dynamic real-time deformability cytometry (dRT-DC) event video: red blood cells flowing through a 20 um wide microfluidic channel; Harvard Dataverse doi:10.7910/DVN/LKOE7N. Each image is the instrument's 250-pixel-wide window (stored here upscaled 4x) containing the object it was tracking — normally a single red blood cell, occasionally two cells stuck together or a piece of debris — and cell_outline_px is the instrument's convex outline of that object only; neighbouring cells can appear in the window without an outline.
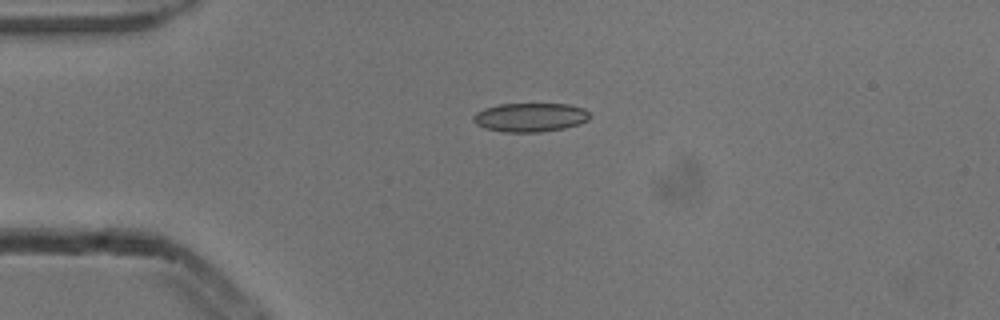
{"species": "common noctule bat (a hibernating species)", "species_latin": "Nyctalus noctula", "temperature_condition": "cold", "stored_images_in_passage": 1, "camera_frame_rate_fps": 3000, "um_per_image_px": 0.085, "animal": {"sex": "male", "body_mass_g": 13.3}, "frame": {"image": 1, "passage_image": 1, "time_ms": 0.0, "image_size_px": [1000, 320], "cell_outline_px": [[588, 120], [580, 124], [564, 128], [540, 132], [504, 132], [484, 128], [476, 124], [472, 120], [472, 116], [476, 112], [484, 108], [500, 104], [568, 104], [584, 108], [588, 112]], "centroid_in_image_um": [45.04, 9.97], "position_along_channel_um": 40.0, "area_um2": 19.65}}